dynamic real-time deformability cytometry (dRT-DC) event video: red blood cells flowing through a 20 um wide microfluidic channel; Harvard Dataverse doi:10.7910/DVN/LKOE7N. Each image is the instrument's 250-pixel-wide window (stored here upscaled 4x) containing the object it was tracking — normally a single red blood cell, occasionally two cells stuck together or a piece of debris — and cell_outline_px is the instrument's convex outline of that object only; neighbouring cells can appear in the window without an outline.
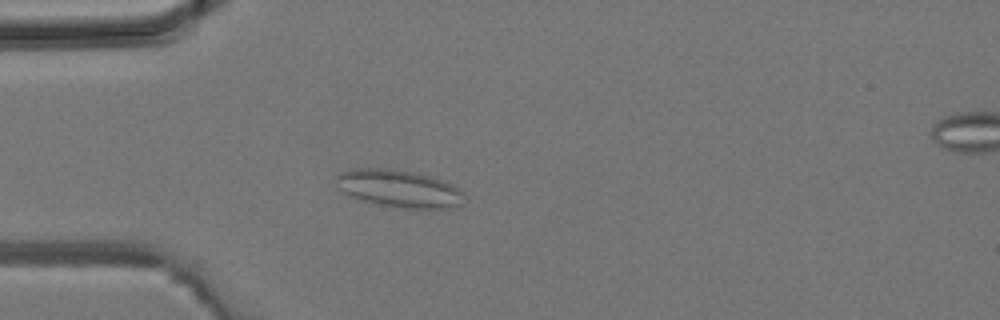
{"species": "common noctule bat (a hibernating species)", "species_latin": "Nyctalus noctula", "temperature_condition": "room temperature", "stored_images_in_passage": 42, "camera_frame_rate_fps": 3000, "um_per_image_px": 0.085, "animal": {"sex": "male", "body_mass_g": 19.2, "forearm_length_mm": 51.8}, "frame": {"image": 1, "passage_image": 11, "time_ms": 3.333, "image_size_px": [1000, 320], "cell_outline_px": [[460, 204], [448, 208], [404, 208], [356, 200], [344, 192], [340, 188], [336, 180], [336, 176], [340, 172], [356, 168], [388, 168], [412, 172], [428, 176], [440, 180], [456, 188], [460, 192]], "centroid_in_image_um": [33.79, 16.02], "position_along_channel_um": 51.2, "area_um2": 27.22}}
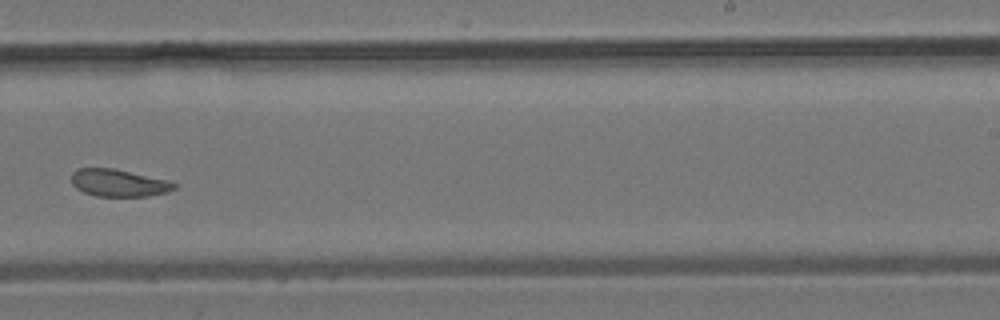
{"frame": {"image": 2, "passage_image": 26, "time_ms": 8.333, "image_size_px": [1000, 320], "cell_outline_px": [[176, 188], [168, 192], [148, 196], [96, 196], [84, 192], [76, 188], [72, 184], [72, 172], [80, 168], [112, 168], [168, 180], [176, 184]], "centroid_in_image_um": [10.09, 15.55], "position_along_channel_um": 278.9, "area_um2": 16.24}}
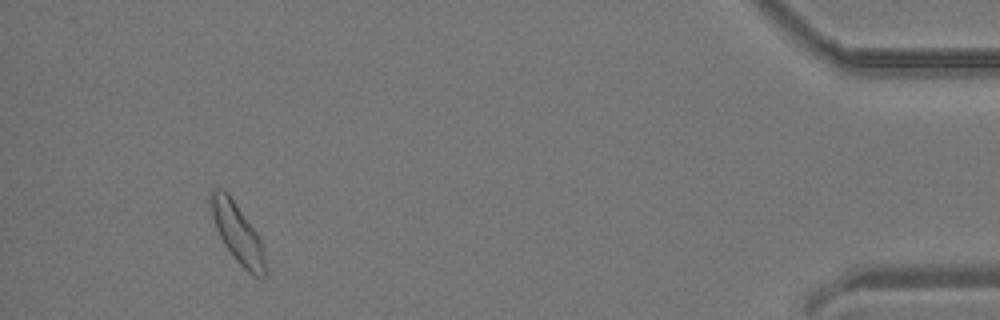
{"frame": {"image": 3, "passage_image": 39, "time_ms": 12.667, "image_size_px": [1000, 320], "cell_outline_px": [[268, 272], [264, 276], [252, 276], [232, 256], [224, 244], [216, 228], [212, 216], [208, 200], [208, 196], [216, 188], [220, 188], [228, 192], [256, 232], [264, 248]], "centroid_in_image_um": [20.19, 19.82], "position_along_channel_um": 415.0, "area_um2": 19.02}}